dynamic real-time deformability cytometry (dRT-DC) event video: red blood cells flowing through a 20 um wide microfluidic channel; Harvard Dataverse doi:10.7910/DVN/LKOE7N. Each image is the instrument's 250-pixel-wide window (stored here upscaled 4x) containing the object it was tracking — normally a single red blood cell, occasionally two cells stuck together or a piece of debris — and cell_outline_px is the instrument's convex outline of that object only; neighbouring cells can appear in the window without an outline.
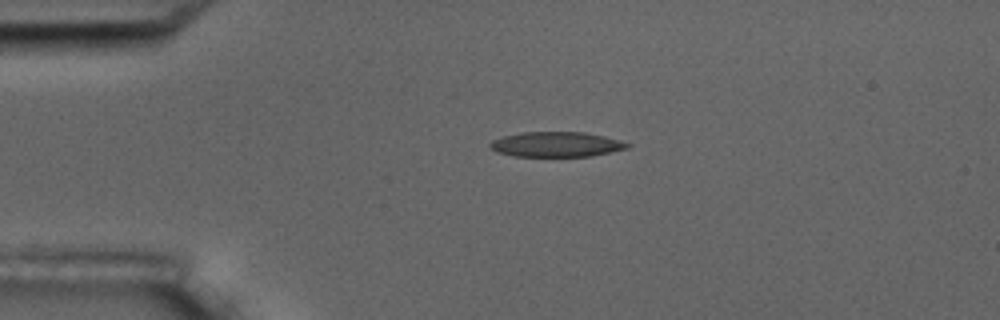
{"species": "common noctule bat (a hibernating species)", "species_latin": "Nyctalus noctula", "temperature_condition": "room temperature", "stored_images_in_passage": 2, "camera_frame_rate_fps": 3000, "um_per_image_px": 0.085, "animal": {"sex": "male", "body_mass_g": 17.5, "forearm_length_mm": 52.3}, "frame": {"image": 1, "passage_image": 1, "time_ms": 0.0, "image_size_px": [1000, 320], "cell_outline_px": [[632, 144], [628, 148], [592, 156], [512, 156], [496, 152], [488, 148], [488, 144], [492, 140], [504, 136], [520, 132], [584, 132], [604, 136], [620, 140]], "centroid_in_image_um": [47.26, 12.27], "position_along_channel_um": 37.7, "area_um2": 20.17}}